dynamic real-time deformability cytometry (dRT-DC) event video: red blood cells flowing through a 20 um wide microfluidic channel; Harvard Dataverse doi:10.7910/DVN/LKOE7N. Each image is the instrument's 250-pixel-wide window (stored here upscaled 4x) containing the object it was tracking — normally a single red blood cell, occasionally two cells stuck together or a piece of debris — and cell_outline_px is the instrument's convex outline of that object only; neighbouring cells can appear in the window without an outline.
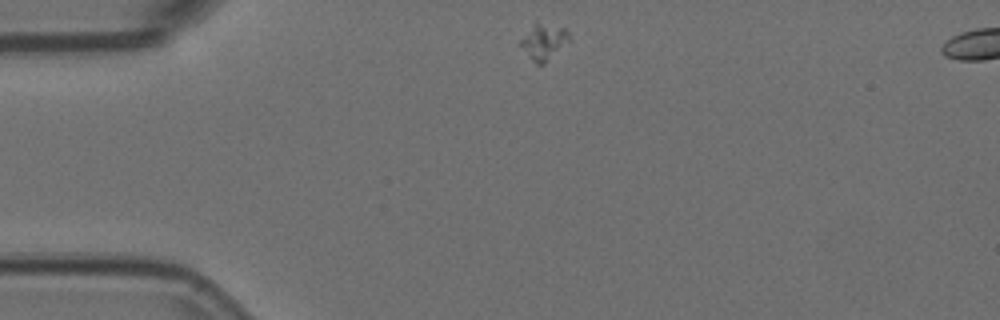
{"species": "Egyptian fruit bat (a non-hibernating species)", "species_latin": "Rousettus aegyptiacus", "temperature_condition": "room temperature", "stored_images_in_passage": 3, "camera_frame_rate_fps": 3000, "um_per_image_px": 0.085, "animal": {"sex": "female"}, "frame": {"image": 1, "passage_image": 1, "time_ms": 0.0, "image_size_px": [1000, 320], "cell_outline_px": [[572, 40], [544, 64], [536, 64], [528, 56], [520, 44], [520, 40], [536, 20], [564, 28], [568, 32]], "centroid_in_image_um": [46.26, 3.52], "position_along_channel_um": 38.7, "area_um2": 10.35}}